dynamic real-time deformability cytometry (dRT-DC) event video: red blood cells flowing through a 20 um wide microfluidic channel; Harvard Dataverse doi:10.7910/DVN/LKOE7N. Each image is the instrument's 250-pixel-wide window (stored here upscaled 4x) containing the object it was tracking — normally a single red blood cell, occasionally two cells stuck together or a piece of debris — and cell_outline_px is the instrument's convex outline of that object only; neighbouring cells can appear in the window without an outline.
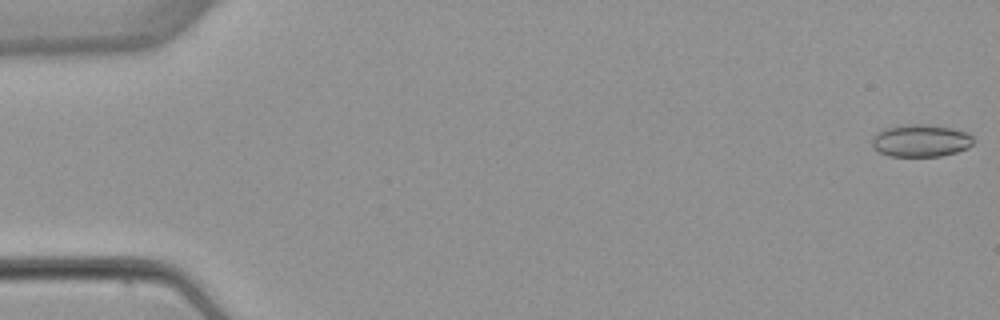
{"species": "common noctule bat (a hibernating species)", "species_latin": "Nyctalus noctula", "temperature_condition": "warm", "stored_images_in_passage": 6, "camera_frame_rate_fps": 3000, "um_per_image_px": 0.085, "animal": {"sex": "female", "body_mass_g": 22.7, "forearm_length_mm": 54.2}, "frame": {"image": 1, "passage_image": 1, "time_ms": 0.0, "image_size_px": [1000, 320], "cell_outline_px": [[976, 140], [968, 148], [956, 152], [940, 156], [888, 156], [872, 148], [872, 136], [876, 132], [884, 128], [912, 124], [928, 124], [952, 128], [968, 132]], "centroid_in_image_um": [78.27, 11.95], "position_along_channel_um": 6.7, "area_um2": 19.36}}
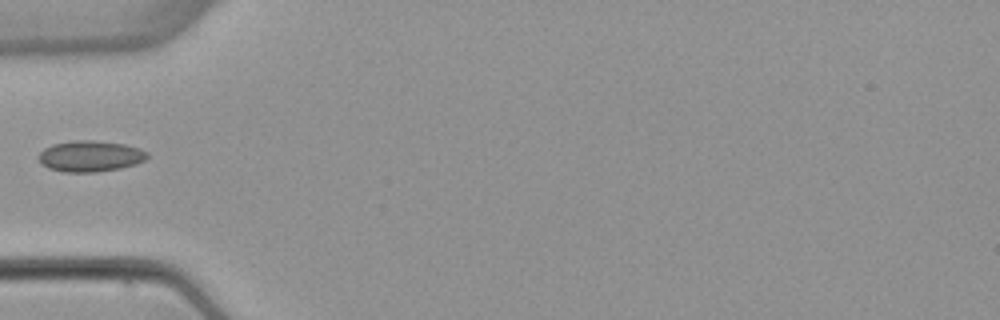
{"frame": {"image": 2, "passage_image": 5, "time_ms": 5.667, "image_size_px": [1000, 320], "cell_outline_px": [[148, 156], [144, 160], [136, 164], [120, 168], [96, 172], [64, 172], [48, 168], [40, 164], [36, 156], [44, 148], [52, 144], [76, 140], [92, 140], [124, 144], [140, 148], [148, 152]], "centroid_in_image_um": [7.63, 13.27], "position_along_channel_um": 77.4, "area_um2": 19.83}}
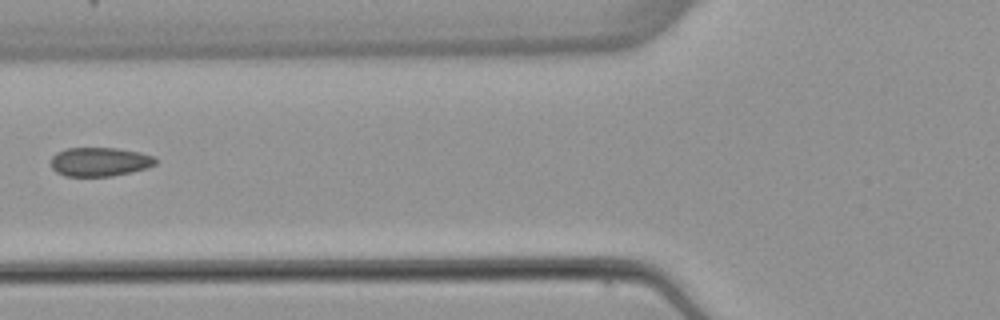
{"frame": {"image": 3, "passage_image": 6, "time_ms": 6.667, "image_size_px": [1000, 320], "cell_outline_px": [[156, 164], [148, 168], [132, 172], [112, 176], [64, 176], [56, 172], [52, 168], [52, 156], [56, 152], [68, 148], [116, 148], [140, 152], [152, 156], [156, 160]], "centroid_in_image_um": [8.48, 13.76], "position_along_channel_um": 117.3, "area_um2": 17.69}}